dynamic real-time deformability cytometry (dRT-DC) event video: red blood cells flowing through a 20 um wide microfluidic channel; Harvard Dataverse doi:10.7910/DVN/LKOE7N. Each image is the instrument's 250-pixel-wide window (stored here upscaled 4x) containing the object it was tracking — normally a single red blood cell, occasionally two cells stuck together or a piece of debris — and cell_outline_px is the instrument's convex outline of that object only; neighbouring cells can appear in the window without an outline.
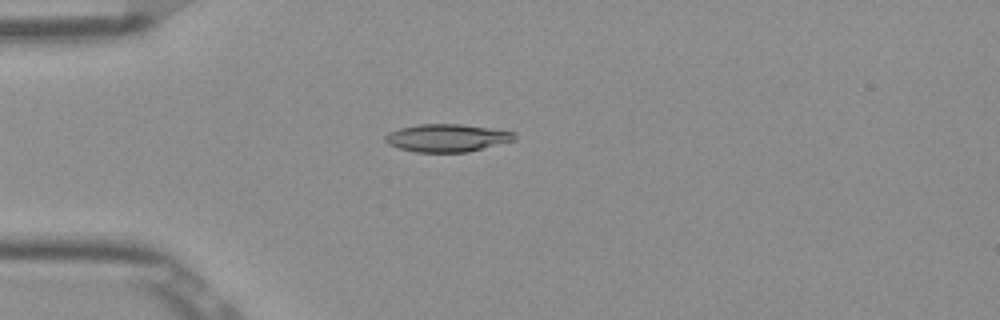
{"species": "Egyptian fruit bat (a non-hibernating species)", "species_latin": "Rousettus aegyptiacus", "temperature_condition": "room temperature", "stored_images_in_passage": 52, "camera_frame_rate_fps": 3000, "um_per_image_px": 0.085, "frame": {"image": 1, "passage_image": 14, "time_ms": 4.333, "image_size_px": [1000, 320], "cell_outline_px": [[516, 140], [468, 152], [416, 152], [400, 148], [388, 144], [384, 140], [384, 136], [388, 132], [400, 128], [420, 124], [460, 124], [516, 132]], "centroid_in_image_um": [38.0, 11.72], "position_along_channel_um": 47.0, "area_um2": 20.87}}
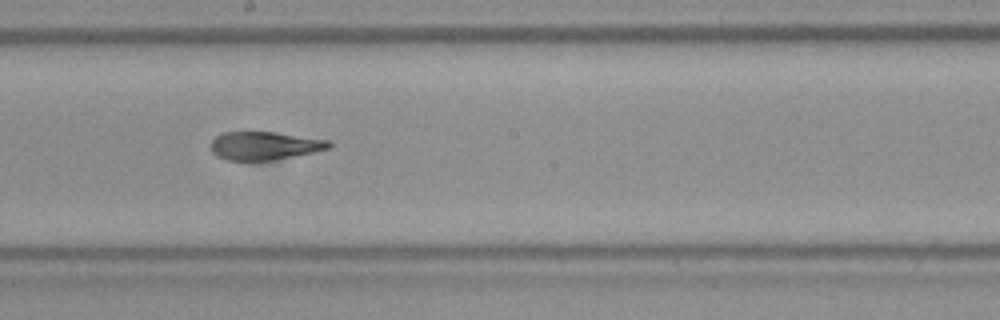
{"frame": {"image": 2, "passage_image": 29, "time_ms": 9.333, "image_size_px": [1000, 320], "cell_outline_px": [[332, 148], [272, 160], [224, 160], [216, 156], [212, 152], [212, 140], [216, 136], [224, 132], [276, 132], [328, 140], [332, 144]], "centroid_in_image_um": [22.48, 12.38], "position_along_channel_um": 225.7, "area_um2": 19.31}}
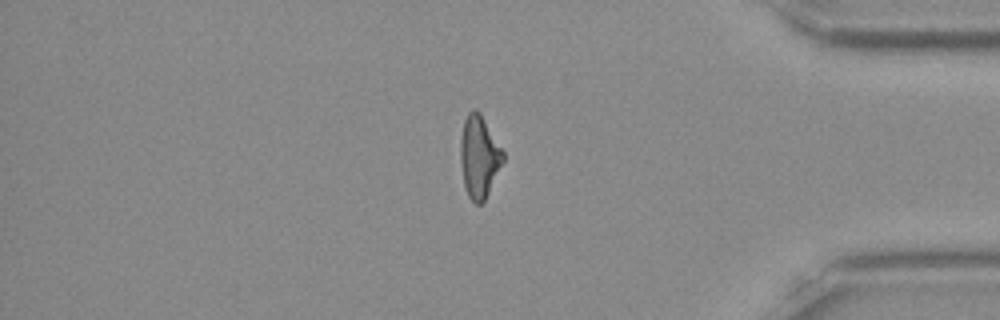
{"frame": {"image": 3, "passage_image": 44, "time_ms": 14.333, "image_size_px": [1000, 320], "cell_outline_px": [[504, 160], [484, 200], [480, 204], [476, 204], [468, 196], [464, 184], [460, 160], [460, 140], [464, 120], [468, 112], [472, 108], [476, 108], [480, 112], [504, 152]], "centroid_in_image_um": [40.71, 13.27], "position_along_channel_um": 394.5, "area_um2": 20.29}, "authors_computed_cell_mechanics": {"area_um2": 20.4323, "velocity_mm_per_s": 3.9087, "shape_relaxation_time_tau1_ms": 10.5023, "shape_relaxation_time_tau2_ms": 1.7598, "deformation_change_tau1": 0.2444, "deformation_change_tau2": 0.0921}}